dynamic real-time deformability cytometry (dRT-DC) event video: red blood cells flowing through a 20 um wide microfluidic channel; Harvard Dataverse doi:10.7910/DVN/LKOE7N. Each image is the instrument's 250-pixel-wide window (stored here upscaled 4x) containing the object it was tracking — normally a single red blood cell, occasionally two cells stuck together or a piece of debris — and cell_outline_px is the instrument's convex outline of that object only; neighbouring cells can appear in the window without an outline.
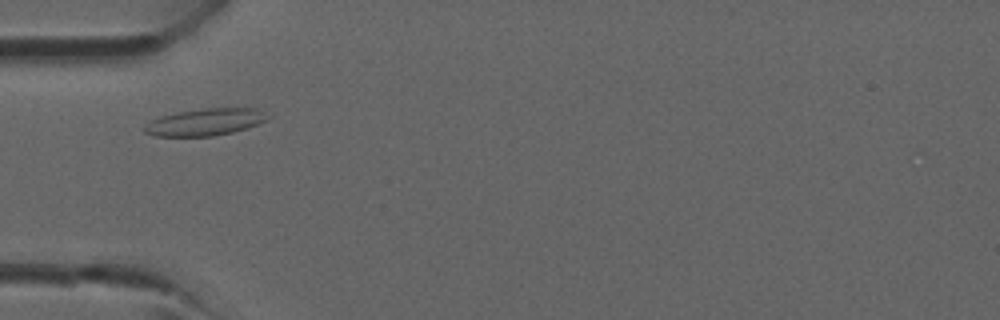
{"species": "common noctule bat (a hibernating species)", "species_latin": "Nyctalus noctula", "temperature_condition": "room temperature", "stored_images_in_passage": 35, "camera_frame_rate_fps": 3000, "um_per_image_px": 0.085, "animal": {"sex": "male", "forearm_length_mm": 52.5}, "frame": {"image": 1, "passage_image": 6, "time_ms": 1.667, "image_size_px": [1000, 320], "cell_outline_px": [[272, 116], [268, 120], [248, 128], [232, 132], [212, 136], [152, 136], [144, 132], [144, 124], [160, 116], [176, 112], [204, 108], [260, 108]], "centroid_in_image_um": [17.48, 10.36], "position_along_channel_um": 67.5, "area_um2": 19.71}}
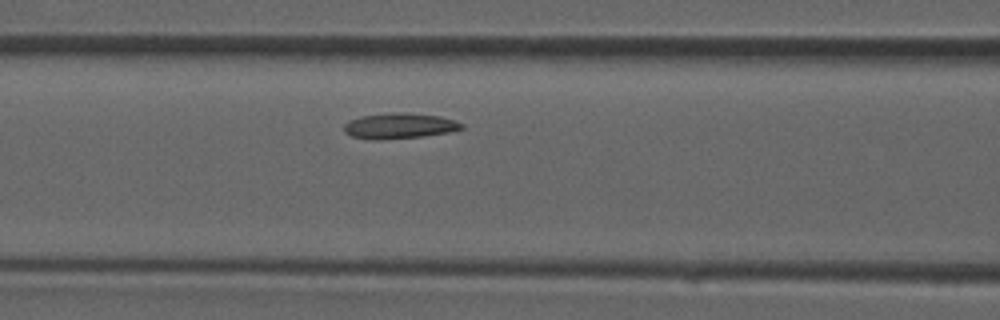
{"frame": {"image": 2, "passage_image": 10, "time_ms": 3.0, "image_size_px": [1000, 320], "cell_outline_px": [[464, 128], [448, 132], [424, 136], [380, 140], [372, 140], [352, 136], [344, 132], [344, 124], [348, 120], [360, 116], [392, 112], [404, 112], [440, 116], [456, 120], [464, 124]], "centroid_in_image_um": [33.94, 10.69], "position_along_channel_um": 132.7, "area_um2": 17.74}}
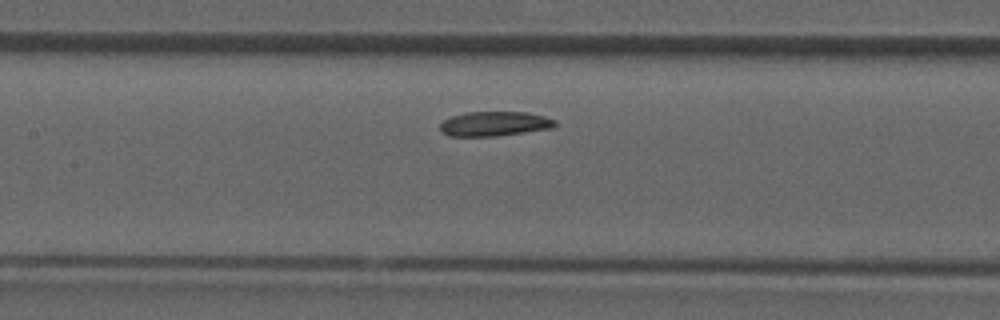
{"frame": {"image": 3, "passage_image": 12, "time_ms": 3.667, "image_size_px": [1000, 320], "cell_outline_px": [[556, 124], [552, 128], [496, 136], [448, 136], [440, 132], [440, 124], [444, 120], [452, 116], [464, 112], [528, 112], [544, 116], [556, 120]], "centroid_in_image_um": [42.01, 10.52], "position_along_channel_um": 165.4, "area_um2": 16.53}}